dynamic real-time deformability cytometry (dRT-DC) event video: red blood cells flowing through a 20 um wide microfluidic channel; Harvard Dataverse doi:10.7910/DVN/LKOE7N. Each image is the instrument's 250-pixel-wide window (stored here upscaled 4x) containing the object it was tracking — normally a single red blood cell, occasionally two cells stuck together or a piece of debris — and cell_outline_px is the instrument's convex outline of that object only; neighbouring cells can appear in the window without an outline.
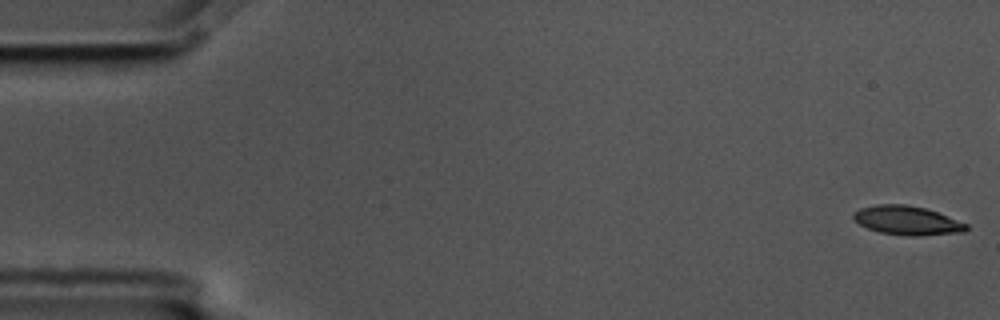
{"species": "common noctule bat (a hibernating species)", "species_latin": "Nyctalus noctula", "temperature_condition": "cold", "stored_images_in_passage": 49, "camera_frame_rate_fps": 3000, "um_per_image_px": 0.085, "animal": {"sex": "male", "body_mass_g": 17.5, "forearm_length_mm": 52.3}, "frame": {"image": 1, "passage_image": 1, "time_ms": 0.0, "image_size_px": [1000, 320], "cell_outline_px": [[968, 228], [964, 232], [920, 236], [908, 236], [880, 232], [868, 228], [860, 224], [852, 216], [852, 212], [860, 208], [876, 204], [904, 204], [924, 208], [936, 212], [968, 224]], "centroid_in_image_um": [77.09, 18.74], "position_along_channel_um": 7.9, "area_um2": 18.96}}
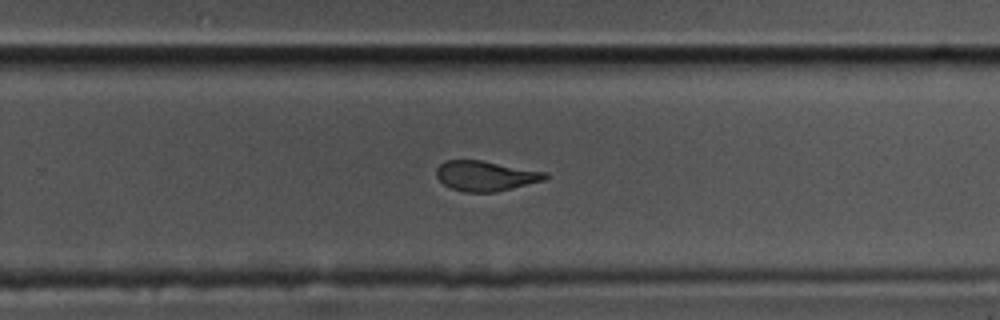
{"frame": {"image": 2, "passage_image": 36, "time_ms": 11.667, "image_size_px": [1000, 320], "cell_outline_px": [[548, 176], [544, 180], [496, 192], [464, 192], [452, 188], [444, 184], [436, 176], [436, 168], [440, 164], [448, 160], [480, 160], [548, 172]], "centroid_in_image_um": [41.27, 14.95], "position_along_channel_um": 288.5, "area_um2": 18.96}}
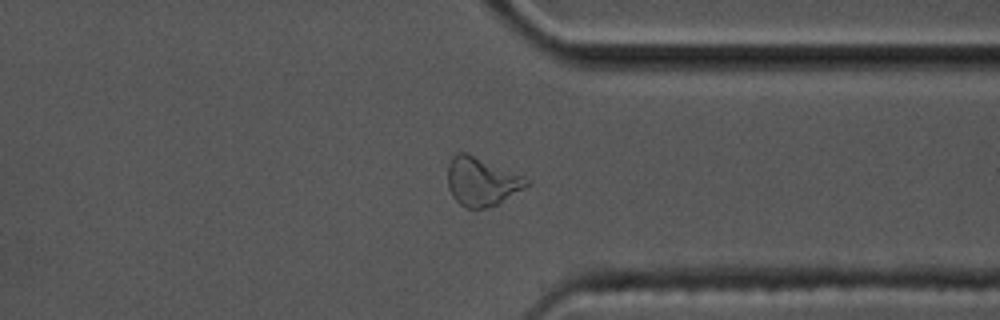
{"frame": {"image": 3, "passage_image": 43, "time_ms": 14.0, "image_size_px": [1000, 320], "cell_outline_px": [[532, 184], [496, 204], [484, 208], [464, 208], [452, 196], [448, 188], [448, 164], [452, 156], [456, 152], [468, 152], [528, 176], [532, 180]], "centroid_in_image_um": [40.99, 15.39], "position_along_channel_um": 370.4, "area_um2": 22.95}, "authors_computed_cell_mechanics": {"area_um2": 19.652, "velocity_mm_per_s": 3.5765, "shape_relaxation_time_tau1_ms": 4.4044, "shape_relaxation_time_tau2_ms": 2.4608, "deformation_change_tau1": 0.174, "deformation_change_tau2": 0.101}}